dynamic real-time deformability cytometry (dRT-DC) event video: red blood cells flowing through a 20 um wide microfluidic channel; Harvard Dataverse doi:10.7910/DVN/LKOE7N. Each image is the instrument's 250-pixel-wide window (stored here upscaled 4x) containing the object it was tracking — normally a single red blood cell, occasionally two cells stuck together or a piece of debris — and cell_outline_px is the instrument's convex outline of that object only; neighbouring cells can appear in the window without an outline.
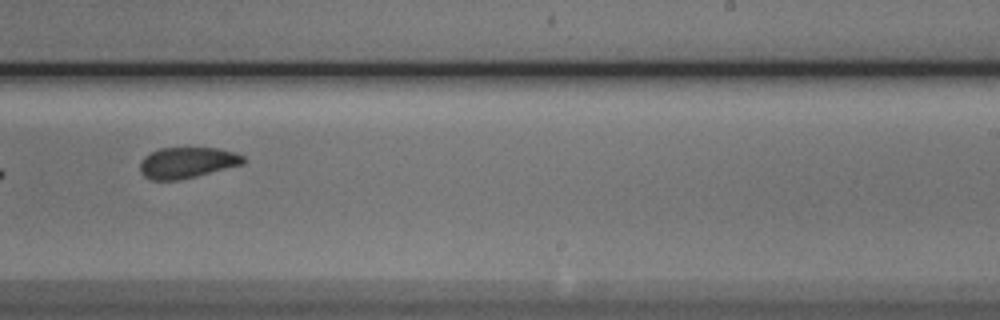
{"species": "Egyptian fruit bat (a non-hibernating species)", "species_latin": "Rousettus aegyptiacus", "temperature_condition": "cold", "stored_images_in_passage": 10, "camera_frame_rate_fps": 3000, "um_per_image_px": 0.085, "animal": {"sex": "male"}, "frame": {"image": 1, "passage_image": 7, "time_ms": 2.0, "image_size_px": [1000, 320], "cell_outline_px": [[248, 160], [244, 164], [180, 180], [152, 180], [144, 176], [140, 172], [140, 160], [144, 156], [160, 148], [216, 148], [232, 152], [244, 156]], "centroid_in_image_um": [15.9, 13.83], "position_along_channel_um": 273.1, "area_um2": 18.67}}
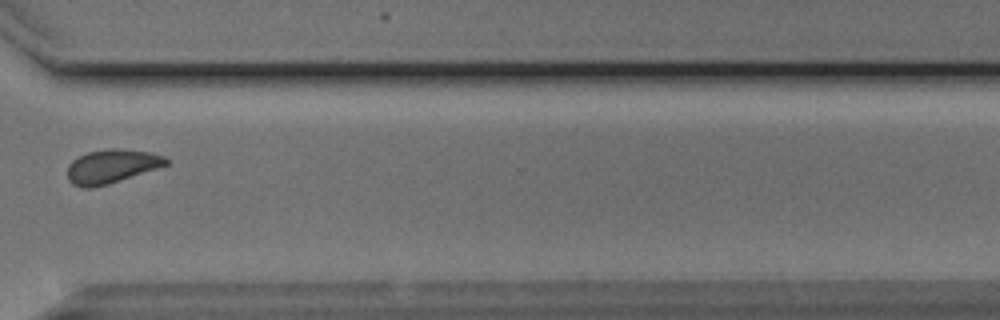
{"frame": {"image": 2, "passage_image": 9, "time_ms": 2.667, "image_size_px": [1000, 320], "cell_outline_px": [[168, 164], [108, 184], [92, 188], [84, 188], [72, 184], [68, 180], [68, 164], [72, 160], [88, 152], [112, 148], [148, 152], [164, 156], [168, 160]], "centroid_in_image_um": [9.44, 14.15], "position_along_channel_um": 361.2, "area_um2": 19.07}}